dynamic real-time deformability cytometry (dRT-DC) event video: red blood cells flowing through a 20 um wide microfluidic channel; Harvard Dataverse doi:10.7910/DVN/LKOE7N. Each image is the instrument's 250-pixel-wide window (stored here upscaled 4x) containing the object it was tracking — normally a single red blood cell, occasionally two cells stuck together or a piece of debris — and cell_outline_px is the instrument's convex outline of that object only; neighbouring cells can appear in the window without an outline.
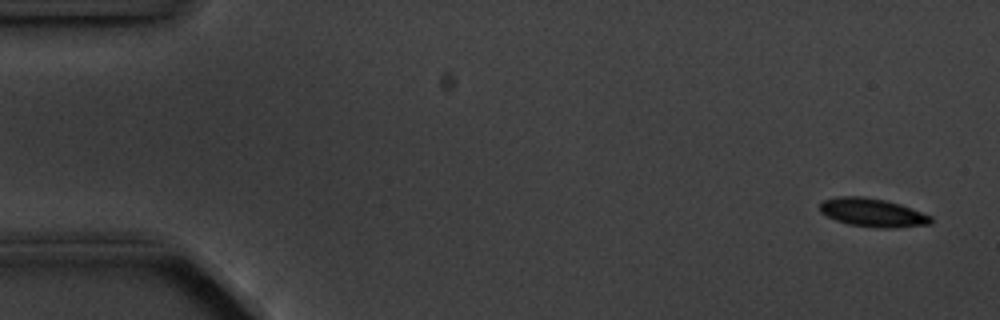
{"species": "common noctule bat (a hibernating species)", "species_latin": "Nyctalus noctula", "temperature_condition": "cold", "stored_images_in_passage": 6, "camera_frame_rate_fps": 3000, "um_per_image_px": 0.085, "animal": {"sex": "male", "body_mass_g": 20.1, "forearm_length_mm": 53.5}, "frame": {"image": 1, "passage_image": 1, "time_ms": 0.0, "image_size_px": [1000, 320], "cell_outline_px": [[932, 224], [896, 228], [880, 228], [848, 224], [836, 220], [820, 212], [820, 204], [824, 200], [836, 196], [864, 196], [884, 200], [900, 204], [932, 216]], "centroid_in_image_um": [74.18, 18.07], "position_along_channel_um": 10.8, "area_um2": 18.44}}
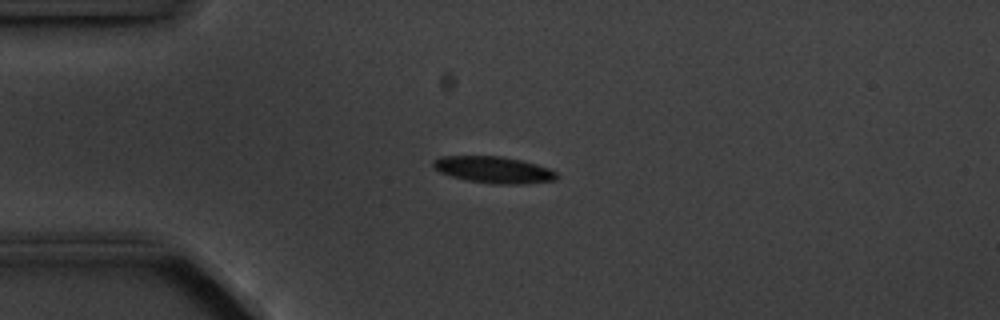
{"frame": {"image": 2, "passage_image": 4, "time_ms": 3.667, "image_size_px": [1000, 320], "cell_outline_px": [[560, 176], [556, 180], [528, 184], [492, 184], [468, 180], [452, 176], [440, 172], [432, 168], [432, 160], [440, 156], [500, 156], [520, 160], [536, 164], [548, 168], [556, 172]], "centroid_in_image_um": [41.96, 14.43], "position_along_channel_um": 43.0, "area_um2": 19.31}}